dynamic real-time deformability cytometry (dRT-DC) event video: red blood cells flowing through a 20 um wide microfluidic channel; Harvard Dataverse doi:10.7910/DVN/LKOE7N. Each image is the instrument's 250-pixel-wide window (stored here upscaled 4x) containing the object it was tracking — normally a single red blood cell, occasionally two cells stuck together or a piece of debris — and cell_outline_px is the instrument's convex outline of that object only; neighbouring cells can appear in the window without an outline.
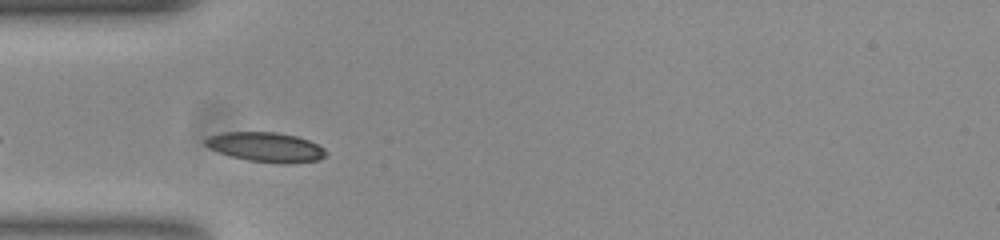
{"species": "common noctule bat (a hibernating species)", "species_latin": "Nyctalus noctula", "temperature_condition": "room temperature", "stored_images_in_passage": 37, "camera_frame_rate_fps": 3000, "um_per_image_px": 0.085, "animal": {"sex": "female", "body_mass_g": 23.0, "forearm_length_mm": 53.4}, "frame": {"image": 1, "passage_image": 3, "time_ms": 0.667, "image_size_px": [1000, 240], "cell_outline_px": [[328, 152], [320, 160], [292, 164], [284, 164], [248, 160], [232, 156], [220, 152], [204, 144], [204, 140], [208, 136], [220, 132], [276, 132], [296, 136], [308, 140], [324, 148]], "centroid_in_image_um": [22.63, 12.5], "position_along_channel_um": 62.4, "area_um2": 20.81}}
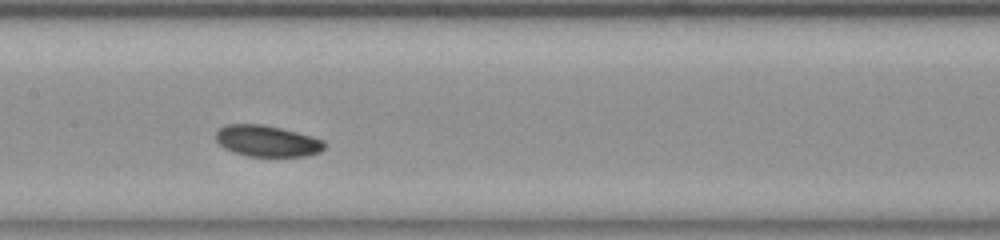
{"frame": {"image": 2, "passage_image": 13, "time_ms": 4.0, "image_size_px": [1000, 240], "cell_outline_px": [[328, 144], [320, 152], [308, 156], [248, 156], [224, 148], [216, 140], [216, 132], [224, 124], [260, 124], [280, 128], [312, 136], [324, 140]], "centroid_in_image_um": [22.73, 11.98], "position_along_channel_um": 184.7, "area_um2": 19.77}}
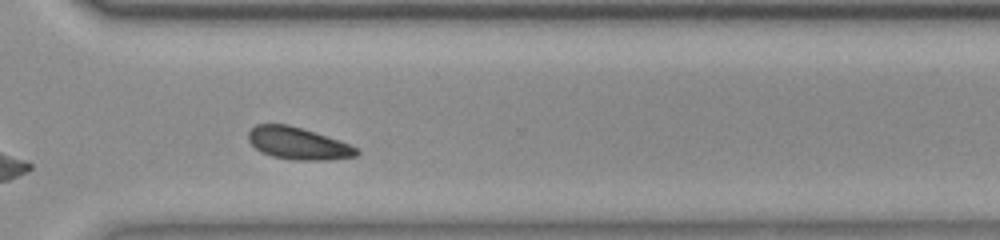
{"frame": {"image": 3, "passage_image": 26, "time_ms": 8.333, "image_size_px": [1000, 240], "cell_outline_px": [[360, 152], [356, 156], [332, 160], [292, 160], [272, 156], [260, 152], [248, 140], [248, 132], [256, 124], [288, 124], [348, 144], [356, 148]], "centroid_in_image_um": [25.29, 12.2], "position_along_channel_um": 345.3, "area_um2": 20.0}, "authors_computed_cell_mechanics": {"area_um2": 19.5942, "velocity_mm_per_s": 3.7024, "shape_relaxation_time_tau1_ms": 2.0419, "shape_relaxation_time_tau2_ms": null, "deformation_change_tau1": 0.0474, "deformation_change_tau2": null}}